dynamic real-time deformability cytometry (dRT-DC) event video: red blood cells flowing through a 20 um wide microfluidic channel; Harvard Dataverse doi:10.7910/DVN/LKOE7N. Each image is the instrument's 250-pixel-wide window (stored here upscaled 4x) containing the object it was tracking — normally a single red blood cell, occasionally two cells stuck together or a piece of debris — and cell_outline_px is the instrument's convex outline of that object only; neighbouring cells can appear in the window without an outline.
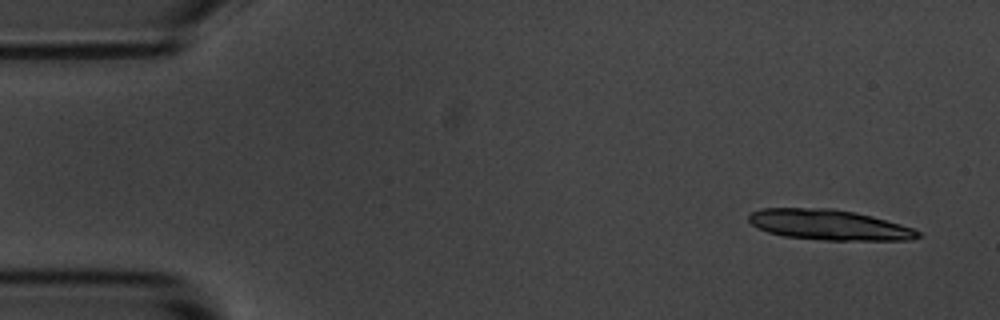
{"species": "common noctule bat (a hibernating species)", "species_latin": "Nyctalus noctula", "temperature_condition": "room temperature", "stored_images_in_passage": 5, "camera_frame_rate_fps": 3000, "um_per_image_px": 0.085, "animal": {"sex": "male", "body_mass_g": 20.1, "forearm_length_mm": 53.5}, "frame": {"image": 1, "passage_image": 1, "time_ms": 0.0, "image_size_px": [1000, 320], "cell_outline_px": [[920, 236], [912, 240], [824, 240], [784, 236], [768, 232], [752, 224], [748, 220], [748, 216], [752, 212], [760, 208], [832, 208], [856, 212], [872, 216], [900, 224], [912, 228], [920, 232]], "centroid_in_image_um": [70.46, 19.1], "position_along_channel_um": 14.5, "area_um2": 29.88}}
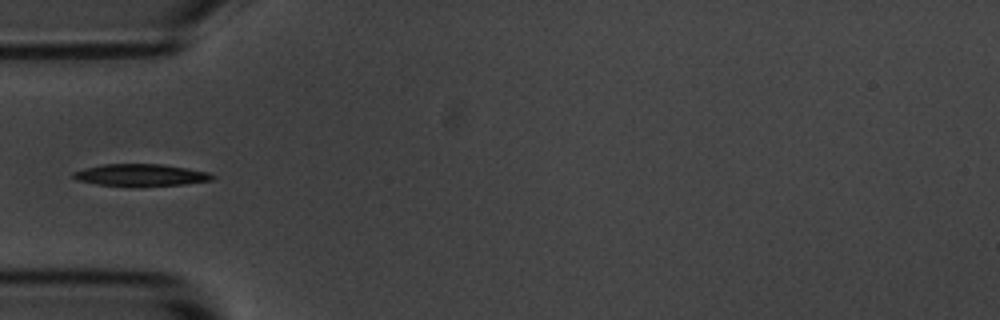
{"frame": {"image": 2, "passage_image": 5, "time_ms": 4.667, "image_size_px": [1000, 320], "cell_outline_px": [[216, 176], [212, 180], [184, 184], [140, 188], [132, 188], [96, 184], [76, 180], [72, 176], [72, 172], [84, 168], [104, 164], [164, 164], [208, 172]], "centroid_in_image_um": [11.94, 14.91], "position_along_channel_um": 73.1, "area_um2": 18.5}}